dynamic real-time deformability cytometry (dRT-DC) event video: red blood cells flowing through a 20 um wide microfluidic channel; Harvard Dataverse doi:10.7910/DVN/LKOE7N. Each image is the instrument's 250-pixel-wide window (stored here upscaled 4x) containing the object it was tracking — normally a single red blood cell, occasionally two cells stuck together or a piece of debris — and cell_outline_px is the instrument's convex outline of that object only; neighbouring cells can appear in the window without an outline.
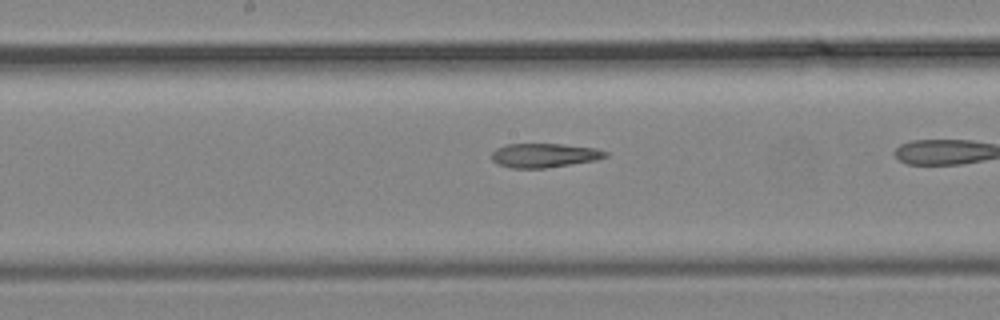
{"species": "common noctule bat (a hibernating species)", "species_latin": "Nyctalus noctula", "temperature_condition": "cold", "stored_images_in_passage": 31, "camera_frame_rate_fps": 3000, "um_per_image_px": 0.085, "animal": {"sex": "male", "body_mass_g": 19.2, "forearm_length_mm": 51.8}, "frame": {"image": 1, "passage_image": 22, "time_ms": 7.0, "image_size_px": [1000, 320], "cell_outline_px": [[608, 156], [596, 160], [544, 168], [512, 168], [496, 164], [492, 160], [492, 152], [496, 148], [504, 144], [560, 144], [596, 148], [608, 152]], "centroid_in_image_um": [46.24, 13.2], "position_along_channel_um": 202.0, "area_um2": 16.01}}